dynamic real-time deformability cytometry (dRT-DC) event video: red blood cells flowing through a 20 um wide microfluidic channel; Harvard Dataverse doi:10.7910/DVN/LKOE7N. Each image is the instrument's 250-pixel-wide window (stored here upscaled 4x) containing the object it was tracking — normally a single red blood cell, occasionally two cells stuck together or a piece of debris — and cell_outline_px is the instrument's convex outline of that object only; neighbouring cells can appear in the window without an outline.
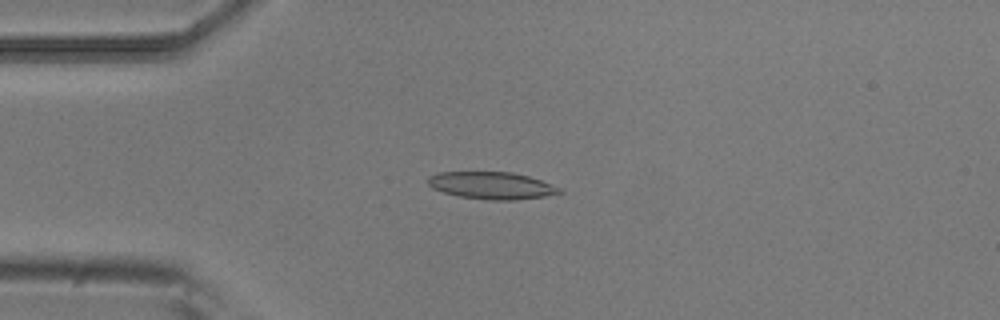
{"species": "common noctule bat (a hibernating species)", "species_latin": "Nyctalus noctula", "temperature_condition": "room temperature", "stored_images_in_passage": 6, "camera_frame_rate_fps": 3000, "um_per_image_px": 0.085, "animal": {"sex": "male", "body_mass_g": 20.5, "forearm_length_mm": 52.5}, "frame": {"image": 1, "passage_image": 4, "time_ms": 1.0, "image_size_px": [1000, 320], "cell_outline_px": [[564, 192], [544, 196], [516, 200], [488, 200], [460, 196], [444, 192], [432, 188], [428, 184], [428, 176], [440, 172], [512, 172], [528, 176], [540, 180], [560, 188]], "centroid_in_image_um": [41.78, 15.77], "position_along_channel_um": 43.2, "area_um2": 20.69}}
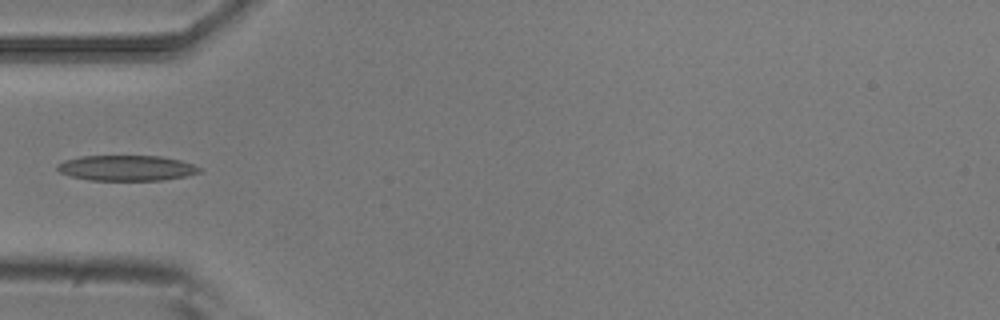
{"frame": {"image": 2, "passage_image": 5, "time_ms": 1.333, "image_size_px": [1000, 320], "cell_outline_px": [[200, 172], [184, 176], [164, 180], [88, 180], [72, 176], [60, 172], [56, 168], [56, 164], [64, 160], [80, 156], [160, 156], [180, 160], [192, 164], [200, 168]], "centroid_in_image_um": [10.72, 14.28], "position_along_channel_um": 74.3, "area_um2": 20.98}}
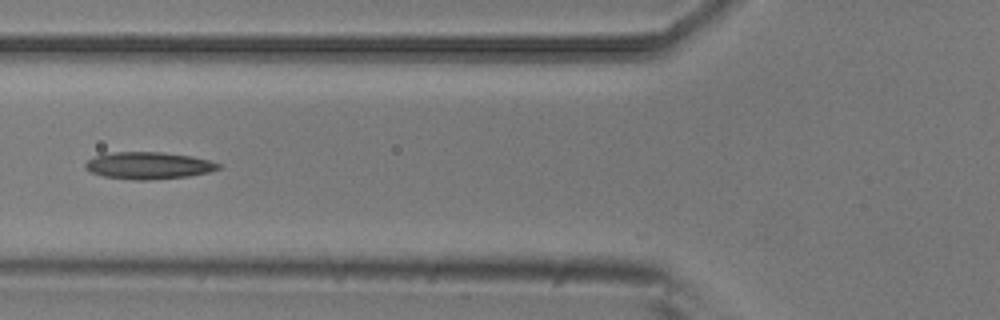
{"frame": {"image": 3, "passage_image": 6, "time_ms": 1.667, "image_size_px": [1000, 320], "cell_outline_px": [[220, 168], [208, 172], [188, 176], [148, 180], [132, 180], [104, 176], [92, 172], [84, 168], [84, 164], [88, 160], [96, 156], [112, 152], [164, 152], [192, 156], [208, 160], [220, 164]], "centroid_in_image_um": [12.61, 14.07], "position_along_channel_um": 113.2, "area_um2": 20.87}}